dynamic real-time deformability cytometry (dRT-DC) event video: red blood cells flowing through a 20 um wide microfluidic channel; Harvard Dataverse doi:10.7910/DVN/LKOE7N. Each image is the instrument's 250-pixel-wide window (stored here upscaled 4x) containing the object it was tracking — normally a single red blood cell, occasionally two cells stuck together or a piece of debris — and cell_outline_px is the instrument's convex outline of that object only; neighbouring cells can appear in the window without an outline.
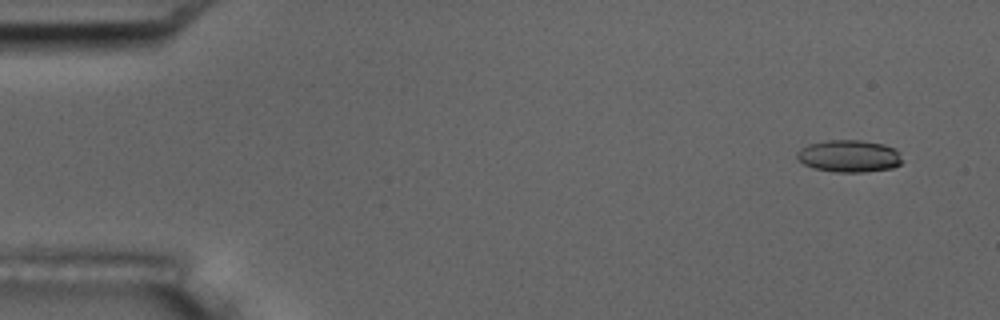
{"species": "common noctule bat (a hibernating species)", "species_latin": "Nyctalus noctula", "temperature_condition": "room temperature", "stored_images_in_passage": 4, "camera_frame_rate_fps": 3000, "um_per_image_px": 0.085, "animal": {"sex": "male", "body_mass_g": 17.5, "forearm_length_mm": 52.3}, "frame": {"image": 1, "passage_image": 1, "time_ms": 0.0, "image_size_px": [1000, 320], "cell_outline_px": [[900, 164], [892, 168], [864, 172], [836, 172], [812, 168], [804, 164], [796, 156], [796, 152], [800, 148], [808, 144], [824, 140], [860, 140], [884, 144], [896, 148], [900, 152]], "centroid_in_image_um": [72.16, 13.26], "position_along_channel_um": 12.8, "area_um2": 19.88}}
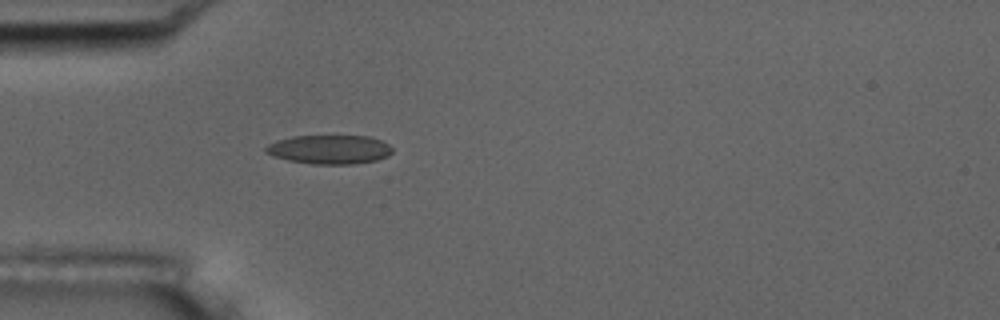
{"frame": {"image": 2, "passage_image": 4, "time_ms": 1.0, "image_size_px": [1000, 320], "cell_outline_px": [[392, 152], [388, 156], [376, 160], [352, 164], [312, 164], [288, 160], [264, 152], [264, 148], [268, 144], [276, 140], [292, 136], [368, 136], [380, 140], [388, 144], [392, 148]], "centroid_in_image_um": [27.99, 12.7], "position_along_channel_um": 57.0, "area_um2": 21.33}}